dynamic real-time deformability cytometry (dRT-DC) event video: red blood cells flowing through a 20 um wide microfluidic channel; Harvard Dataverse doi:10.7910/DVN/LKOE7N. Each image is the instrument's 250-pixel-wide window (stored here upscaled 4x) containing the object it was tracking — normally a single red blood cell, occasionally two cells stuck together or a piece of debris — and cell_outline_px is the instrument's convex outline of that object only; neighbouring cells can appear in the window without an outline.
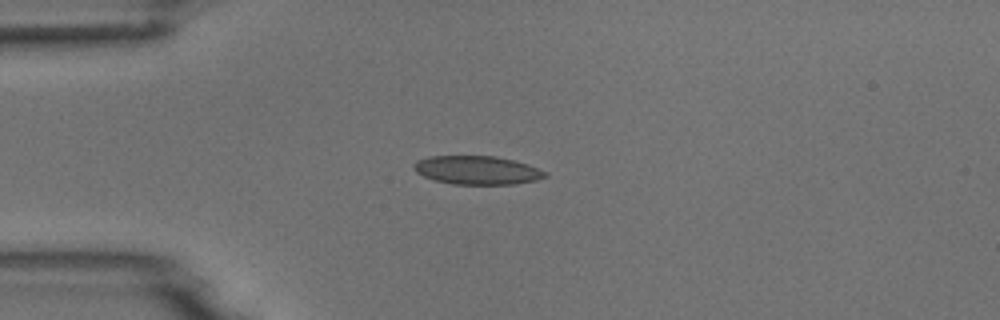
{"species": "common noctule bat (a hibernating species)", "species_latin": "Nyctalus noctula", "temperature_condition": "room temperature", "stored_images_in_passage": 6, "camera_frame_rate_fps": 3000, "um_per_image_px": 0.085, "animal": {"sex": "male", "body_mass_g": 18.8}, "frame": {"image": 1, "passage_image": 3, "time_ms": 2.333, "image_size_px": [1000, 320], "cell_outline_px": [[548, 176], [536, 180], [516, 184], [452, 184], [436, 180], [424, 176], [416, 172], [412, 168], [412, 164], [416, 160], [428, 156], [496, 156], [528, 164], [548, 172]], "centroid_in_image_um": [40.55, 14.46], "position_along_channel_um": 44.5, "area_um2": 21.96}}
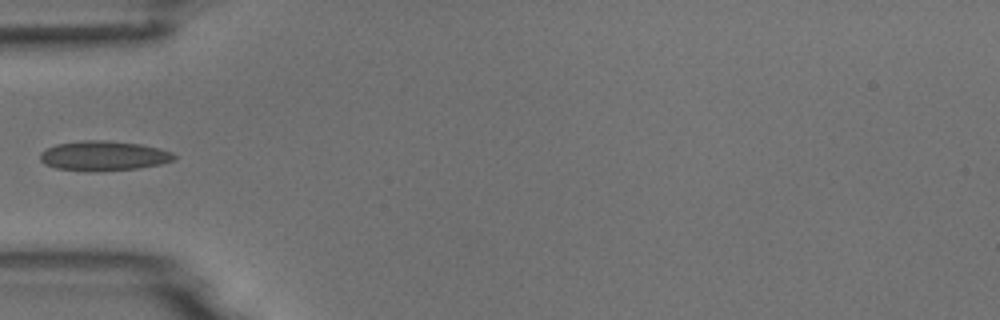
{"frame": {"image": 2, "passage_image": 4, "time_ms": 3.667, "image_size_px": [1000, 320], "cell_outline_px": [[176, 160], [160, 164], [140, 168], [92, 172], [88, 172], [56, 168], [44, 164], [40, 160], [40, 152], [44, 148], [56, 144], [84, 140], [104, 140], [140, 144], [160, 148], [172, 152], [176, 156]], "centroid_in_image_um": [8.79, 13.25], "position_along_channel_um": 76.2, "area_um2": 23.58}}